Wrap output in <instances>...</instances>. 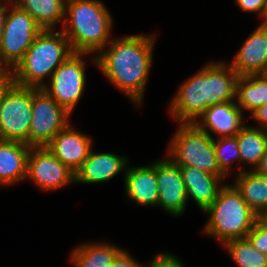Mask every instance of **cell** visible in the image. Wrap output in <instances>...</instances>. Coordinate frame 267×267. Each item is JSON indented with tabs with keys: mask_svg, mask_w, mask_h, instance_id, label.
I'll list each match as a JSON object with an SVG mask.
<instances>
[{
	"mask_svg": "<svg viewBox=\"0 0 267 267\" xmlns=\"http://www.w3.org/2000/svg\"><path fill=\"white\" fill-rule=\"evenodd\" d=\"M156 40V33L113 38L96 56L97 68L136 107L143 103Z\"/></svg>",
	"mask_w": 267,
	"mask_h": 267,
	"instance_id": "1",
	"label": "cell"
},
{
	"mask_svg": "<svg viewBox=\"0 0 267 267\" xmlns=\"http://www.w3.org/2000/svg\"><path fill=\"white\" fill-rule=\"evenodd\" d=\"M239 75L226 61L205 63L187 78L169 104V113L177 123H195L212 105L236 100Z\"/></svg>",
	"mask_w": 267,
	"mask_h": 267,
	"instance_id": "2",
	"label": "cell"
},
{
	"mask_svg": "<svg viewBox=\"0 0 267 267\" xmlns=\"http://www.w3.org/2000/svg\"><path fill=\"white\" fill-rule=\"evenodd\" d=\"M61 31L70 42L73 52L96 56L111 41L113 17L100 0H66L65 20ZM95 54V55H94Z\"/></svg>",
	"mask_w": 267,
	"mask_h": 267,
	"instance_id": "3",
	"label": "cell"
},
{
	"mask_svg": "<svg viewBox=\"0 0 267 267\" xmlns=\"http://www.w3.org/2000/svg\"><path fill=\"white\" fill-rule=\"evenodd\" d=\"M70 42L62 31L42 30L10 72L14 84L40 89L46 85L56 68L73 54ZM46 77V78H45Z\"/></svg>",
	"mask_w": 267,
	"mask_h": 267,
	"instance_id": "4",
	"label": "cell"
},
{
	"mask_svg": "<svg viewBox=\"0 0 267 267\" xmlns=\"http://www.w3.org/2000/svg\"><path fill=\"white\" fill-rule=\"evenodd\" d=\"M208 216L203 233L225 242L245 238L259 217L232 184H226L204 211Z\"/></svg>",
	"mask_w": 267,
	"mask_h": 267,
	"instance_id": "5",
	"label": "cell"
},
{
	"mask_svg": "<svg viewBox=\"0 0 267 267\" xmlns=\"http://www.w3.org/2000/svg\"><path fill=\"white\" fill-rule=\"evenodd\" d=\"M167 156L177 166H191L215 176H226L219 168L213 139L194 123H179L170 139Z\"/></svg>",
	"mask_w": 267,
	"mask_h": 267,
	"instance_id": "6",
	"label": "cell"
},
{
	"mask_svg": "<svg viewBox=\"0 0 267 267\" xmlns=\"http://www.w3.org/2000/svg\"><path fill=\"white\" fill-rule=\"evenodd\" d=\"M42 30L30 14L11 2L0 42V72H11Z\"/></svg>",
	"mask_w": 267,
	"mask_h": 267,
	"instance_id": "7",
	"label": "cell"
},
{
	"mask_svg": "<svg viewBox=\"0 0 267 267\" xmlns=\"http://www.w3.org/2000/svg\"><path fill=\"white\" fill-rule=\"evenodd\" d=\"M87 53L71 54L53 72L49 84L43 89L62 106L68 113L72 114L79 103L86 87V61L83 56Z\"/></svg>",
	"mask_w": 267,
	"mask_h": 267,
	"instance_id": "8",
	"label": "cell"
},
{
	"mask_svg": "<svg viewBox=\"0 0 267 267\" xmlns=\"http://www.w3.org/2000/svg\"><path fill=\"white\" fill-rule=\"evenodd\" d=\"M70 113L43 89L32 88V118L28 146L45 147L69 123Z\"/></svg>",
	"mask_w": 267,
	"mask_h": 267,
	"instance_id": "9",
	"label": "cell"
},
{
	"mask_svg": "<svg viewBox=\"0 0 267 267\" xmlns=\"http://www.w3.org/2000/svg\"><path fill=\"white\" fill-rule=\"evenodd\" d=\"M32 118V88L13 84L6 92L0 109V140L28 145Z\"/></svg>",
	"mask_w": 267,
	"mask_h": 267,
	"instance_id": "10",
	"label": "cell"
},
{
	"mask_svg": "<svg viewBox=\"0 0 267 267\" xmlns=\"http://www.w3.org/2000/svg\"><path fill=\"white\" fill-rule=\"evenodd\" d=\"M26 179L43 191H54L75 183V173L46 147H31Z\"/></svg>",
	"mask_w": 267,
	"mask_h": 267,
	"instance_id": "11",
	"label": "cell"
},
{
	"mask_svg": "<svg viewBox=\"0 0 267 267\" xmlns=\"http://www.w3.org/2000/svg\"><path fill=\"white\" fill-rule=\"evenodd\" d=\"M156 180L159 199L157 207H161L171 216H183L188 197L182 175L177 166L168 156L156 160Z\"/></svg>",
	"mask_w": 267,
	"mask_h": 267,
	"instance_id": "12",
	"label": "cell"
},
{
	"mask_svg": "<svg viewBox=\"0 0 267 267\" xmlns=\"http://www.w3.org/2000/svg\"><path fill=\"white\" fill-rule=\"evenodd\" d=\"M89 135L68 124L45 146L55 157L74 173L81 167L92 150Z\"/></svg>",
	"mask_w": 267,
	"mask_h": 267,
	"instance_id": "13",
	"label": "cell"
},
{
	"mask_svg": "<svg viewBox=\"0 0 267 267\" xmlns=\"http://www.w3.org/2000/svg\"><path fill=\"white\" fill-rule=\"evenodd\" d=\"M244 114L236 101H229L209 106L194 124L212 139L233 137L246 125Z\"/></svg>",
	"mask_w": 267,
	"mask_h": 267,
	"instance_id": "14",
	"label": "cell"
},
{
	"mask_svg": "<svg viewBox=\"0 0 267 267\" xmlns=\"http://www.w3.org/2000/svg\"><path fill=\"white\" fill-rule=\"evenodd\" d=\"M75 173V183L99 184L108 182L120 173H125L129 160L127 156L111 152H94Z\"/></svg>",
	"mask_w": 267,
	"mask_h": 267,
	"instance_id": "15",
	"label": "cell"
},
{
	"mask_svg": "<svg viewBox=\"0 0 267 267\" xmlns=\"http://www.w3.org/2000/svg\"><path fill=\"white\" fill-rule=\"evenodd\" d=\"M125 194L130 201L144 207H156L159 199L156 180V161L148 166L129 167L123 174Z\"/></svg>",
	"mask_w": 267,
	"mask_h": 267,
	"instance_id": "16",
	"label": "cell"
},
{
	"mask_svg": "<svg viewBox=\"0 0 267 267\" xmlns=\"http://www.w3.org/2000/svg\"><path fill=\"white\" fill-rule=\"evenodd\" d=\"M229 64L239 75L260 74L267 61V24L260 23Z\"/></svg>",
	"mask_w": 267,
	"mask_h": 267,
	"instance_id": "17",
	"label": "cell"
},
{
	"mask_svg": "<svg viewBox=\"0 0 267 267\" xmlns=\"http://www.w3.org/2000/svg\"><path fill=\"white\" fill-rule=\"evenodd\" d=\"M179 169L185 184L188 201L194 200L204 212L226 185L224 179L227 176H215L191 166H179Z\"/></svg>",
	"mask_w": 267,
	"mask_h": 267,
	"instance_id": "18",
	"label": "cell"
},
{
	"mask_svg": "<svg viewBox=\"0 0 267 267\" xmlns=\"http://www.w3.org/2000/svg\"><path fill=\"white\" fill-rule=\"evenodd\" d=\"M30 148L23 142L0 140V186L26 181Z\"/></svg>",
	"mask_w": 267,
	"mask_h": 267,
	"instance_id": "19",
	"label": "cell"
},
{
	"mask_svg": "<svg viewBox=\"0 0 267 267\" xmlns=\"http://www.w3.org/2000/svg\"><path fill=\"white\" fill-rule=\"evenodd\" d=\"M241 168L242 165L239 166L232 185L247 205L260 217L267 211V176Z\"/></svg>",
	"mask_w": 267,
	"mask_h": 267,
	"instance_id": "20",
	"label": "cell"
},
{
	"mask_svg": "<svg viewBox=\"0 0 267 267\" xmlns=\"http://www.w3.org/2000/svg\"><path fill=\"white\" fill-rule=\"evenodd\" d=\"M121 250L117 245L106 241H93L74 247L69 257L74 267H111Z\"/></svg>",
	"mask_w": 267,
	"mask_h": 267,
	"instance_id": "21",
	"label": "cell"
},
{
	"mask_svg": "<svg viewBox=\"0 0 267 267\" xmlns=\"http://www.w3.org/2000/svg\"><path fill=\"white\" fill-rule=\"evenodd\" d=\"M21 10L30 14L43 30H55L64 23L66 0H12Z\"/></svg>",
	"mask_w": 267,
	"mask_h": 267,
	"instance_id": "22",
	"label": "cell"
},
{
	"mask_svg": "<svg viewBox=\"0 0 267 267\" xmlns=\"http://www.w3.org/2000/svg\"><path fill=\"white\" fill-rule=\"evenodd\" d=\"M236 104L250 114L267 104V78L260 74L239 76L236 84Z\"/></svg>",
	"mask_w": 267,
	"mask_h": 267,
	"instance_id": "23",
	"label": "cell"
},
{
	"mask_svg": "<svg viewBox=\"0 0 267 267\" xmlns=\"http://www.w3.org/2000/svg\"><path fill=\"white\" fill-rule=\"evenodd\" d=\"M240 163L247 164L254 171L267 149V129L245 125L236 135Z\"/></svg>",
	"mask_w": 267,
	"mask_h": 267,
	"instance_id": "24",
	"label": "cell"
},
{
	"mask_svg": "<svg viewBox=\"0 0 267 267\" xmlns=\"http://www.w3.org/2000/svg\"><path fill=\"white\" fill-rule=\"evenodd\" d=\"M223 245L237 267H267V255L257 250L247 237L233 239Z\"/></svg>",
	"mask_w": 267,
	"mask_h": 267,
	"instance_id": "25",
	"label": "cell"
},
{
	"mask_svg": "<svg viewBox=\"0 0 267 267\" xmlns=\"http://www.w3.org/2000/svg\"><path fill=\"white\" fill-rule=\"evenodd\" d=\"M215 156L220 170L228 177L233 172V163L236 166L240 163V153L238 150V139L233 137H222L213 139Z\"/></svg>",
	"mask_w": 267,
	"mask_h": 267,
	"instance_id": "26",
	"label": "cell"
},
{
	"mask_svg": "<svg viewBox=\"0 0 267 267\" xmlns=\"http://www.w3.org/2000/svg\"><path fill=\"white\" fill-rule=\"evenodd\" d=\"M246 237L257 250L267 255V224L260 217Z\"/></svg>",
	"mask_w": 267,
	"mask_h": 267,
	"instance_id": "27",
	"label": "cell"
},
{
	"mask_svg": "<svg viewBox=\"0 0 267 267\" xmlns=\"http://www.w3.org/2000/svg\"><path fill=\"white\" fill-rule=\"evenodd\" d=\"M171 252H159L144 267H185L182 260Z\"/></svg>",
	"mask_w": 267,
	"mask_h": 267,
	"instance_id": "28",
	"label": "cell"
},
{
	"mask_svg": "<svg viewBox=\"0 0 267 267\" xmlns=\"http://www.w3.org/2000/svg\"><path fill=\"white\" fill-rule=\"evenodd\" d=\"M235 3L243 12L257 13L262 18V23H264L267 0H235Z\"/></svg>",
	"mask_w": 267,
	"mask_h": 267,
	"instance_id": "29",
	"label": "cell"
},
{
	"mask_svg": "<svg viewBox=\"0 0 267 267\" xmlns=\"http://www.w3.org/2000/svg\"><path fill=\"white\" fill-rule=\"evenodd\" d=\"M140 261H137L134 259L131 254L128 253L127 250L122 249L115 259L113 260V263L111 267H144L145 265L139 263Z\"/></svg>",
	"mask_w": 267,
	"mask_h": 267,
	"instance_id": "30",
	"label": "cell"
},
{
	"mask_svg": "<svg viewBox=\"0 0 267 267\" xmlns=\"http://www.w3.org/2000/svg\"><path fill=\"white\" fill-rule=\"evenodd\" d=\"M251 119L258 123L256 128L267 129V104L258 107L250 114Z\"/></svg>",
	"mask_w": 267,
	"mask_h": 267,
	"instance_id": "31",
	"label": "cell"
},
{
	"mask_svg": "<svg viewBox=\"0 0 267 267\" xmlns=\"http://www.w3.org/2000/svg\"><path fill=\"white\" fill-rule=\"evenodd\" d=\"M14 84L10 72H0V109L5 92Z\"/></svg>",
	"mask_w": 267,
	"mask_h": 267,
	"instance_id": "32",
	"label": "cell"
},
{
	"mask_svg": "<svg viewBox=\"0 0 267 267\" xmlns=\"http://www.w3.org/2000/svg\"><path fill=\"white\" fill-rule=\"evenodd\" d=\"M12 0H0V42L3 34L4 20L6 16V11L8 9L9 4Z\"/></svg>",
	"mask_w": 267,
	"mask_h": 267,
	"instance_id": "33",
	"label": "cell"
},
{
	"mask_svg": "<svg viewBox=\"0 0 267 267\" xmlns=\"http://www.w3.org/2000/svg\"><path fill=\"white\" fill-rule=\"evenodd\" d=\"M257 174L267 176V149L262 156L259 165L254 170Z\"/></svg>",
	"mask_w": 267,
	"mask_h": 267,
	"instance_id": "34",
	"label": "cell"
},
{
	"mask_svg": "<svg viewBox=\"0 0 267 267\" xmlns=\"http://www.w3.org/2000/svg\"><path fill=\"white\" fill-rule=\"evenodd\" d=\"M260 75L264 76L265 78H267V61L265 63V66L262 70V72L260 73Z\"/></svg>",
	"mask_w": 267,
	"mask_h": 267,
	"instance_id": "35",
	"label": "cell"
},
{
	"mask_svg": "<svg viewBox=\"0 0 267 267\" xmlns=\"http://www.w3.org/2000/svg\"><path fill=\"white\" fill-rule=\"evenodd\" d=\"M260 218L267 224V211H265Z\"/></svg>",
	"mask_w": 267,
	"mask_h": 267,
	"instance_id": "36",
	"label": "cell"
},
{
	"mask_svg": "<svg viewBox=\"0 0 267 267\" xmlns=\"http://www.w3.org/2000/svg\"><path fill=\"white\" fill-rule=\"evenodd\" d=\"M264 23L267 24V10H266V13H265Z\"/></svg>",
	"mask_w": 267,
	"mask_h": 267,
	"instance_id": "37",
	"label": "cell"
}]
</instances>
